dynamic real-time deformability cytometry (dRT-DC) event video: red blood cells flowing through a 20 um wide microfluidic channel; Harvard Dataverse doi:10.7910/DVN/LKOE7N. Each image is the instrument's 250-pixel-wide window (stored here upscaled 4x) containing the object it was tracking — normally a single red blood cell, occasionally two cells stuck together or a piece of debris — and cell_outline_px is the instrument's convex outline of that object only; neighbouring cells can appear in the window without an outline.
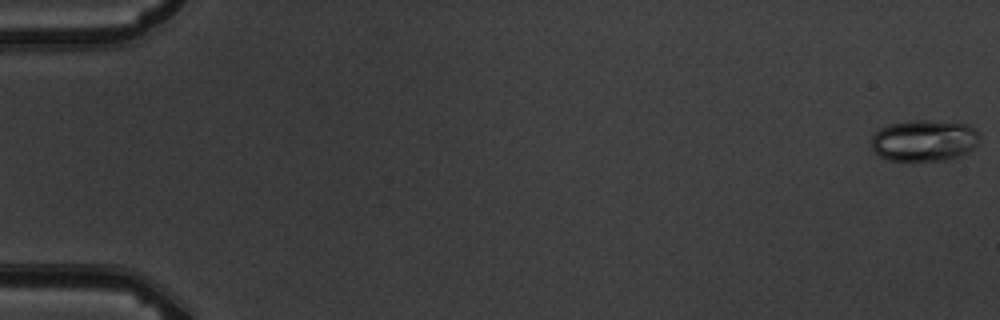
{"species": "common noctule bat (a hibernating species)", "species_latin": "Nyctalus noctula", "temperature_condition": "warm", "stored_images_in_passage": 10, "camera_frame_rate_fps": 3000, "um_per_image_px": 0.085, "animal": {"sex": "male", "body_mass_g": 19.5, "forearm_length_mm": 54.6}, "frame": {"image": 1, "passage_image": 1, "time_ms": 0.0, "image_size_px": [1000, 320], "cell_outline_px": [[980, 136], [976, 144], [968, 152], [960, 156], [948, 160], [888, 160], [880, 156], [872, 148], [872, 136], [880, 128], [888, 124], [912, 120], [924, 120], [968, 124], [980, 132]], "centroid_in_image_um": [78.57, 11.94], "position_along_channel_um": 6.4, "area_um2": 26.13}}
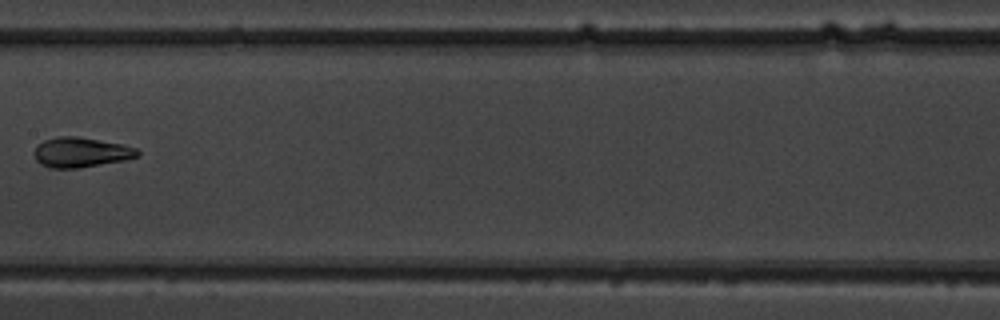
{"frame": {"image": 2, "passage_image": 9, "time_ms": 9.333, "image_size_px": [1000, 320], "cell_outline_px": [[140, 152], [136, 156], [124, 160], [80, 168], [48, 168], [40, 164], [36, 160], [36, 144], [44, 140], [56, 136], [80, 136], [120, 144], [136, 148]], "centroid_in_image_um": [6.84, 12.94], "position_along_channel_um": 200.6, "area_um2": 17.98}}
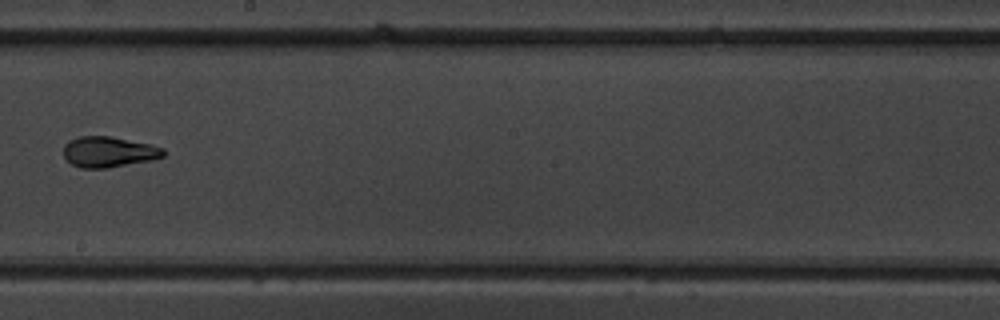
{"frame": {"image": 3, "passage_image": 10, "time_ms": 10.333, "image_size_px": [1000, 320], "cell_outline_px": [[164, 156], [152, 160], [108, 168], [80, 168], [72, 164], [64, 156], [64, 144], [68, 140], [80, 136], [112, 136], [148, 144], [164, 148]], "centroid_in_image_um": [9.22, 12.91], "position_along_channel_um": 239.0, "area_um2": 17.86}}